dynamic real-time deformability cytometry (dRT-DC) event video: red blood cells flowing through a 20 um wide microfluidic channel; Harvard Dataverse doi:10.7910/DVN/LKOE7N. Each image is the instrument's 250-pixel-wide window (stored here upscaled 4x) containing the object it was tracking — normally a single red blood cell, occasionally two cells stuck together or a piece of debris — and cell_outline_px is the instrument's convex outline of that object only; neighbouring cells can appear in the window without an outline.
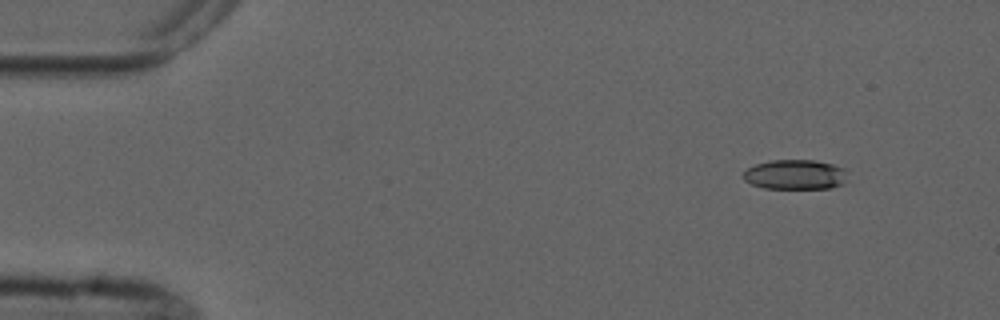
{"species": "common noctule bat (a hibernating species)", "species_latin": "Nyctalus noctula", "temperature_condition": "cold", "stored_images_in_passage": 5, "camera_frame_rate_fps": 3000, "um_per_image_px": 0.085, "animal": {"sex": "male", "forearm_length_mm": 52.5}, "frame": {"image": 1, "passage_image": 2, "time_ms": 1.333, "image_size_px": [1000, 320], "cell_outline_px": [[848, 180], [844, 184], [832, 188], [764, 188], [752, 184], [744, 180], [744, 172], [748, 168], [756, 164], [772, 160], [812, 160], [832, 164], [844, 168]], "centroid_in_image_um": [67.63, 14.84], "position_along_channel_um": 17.4, "area_um2": 18.09}}